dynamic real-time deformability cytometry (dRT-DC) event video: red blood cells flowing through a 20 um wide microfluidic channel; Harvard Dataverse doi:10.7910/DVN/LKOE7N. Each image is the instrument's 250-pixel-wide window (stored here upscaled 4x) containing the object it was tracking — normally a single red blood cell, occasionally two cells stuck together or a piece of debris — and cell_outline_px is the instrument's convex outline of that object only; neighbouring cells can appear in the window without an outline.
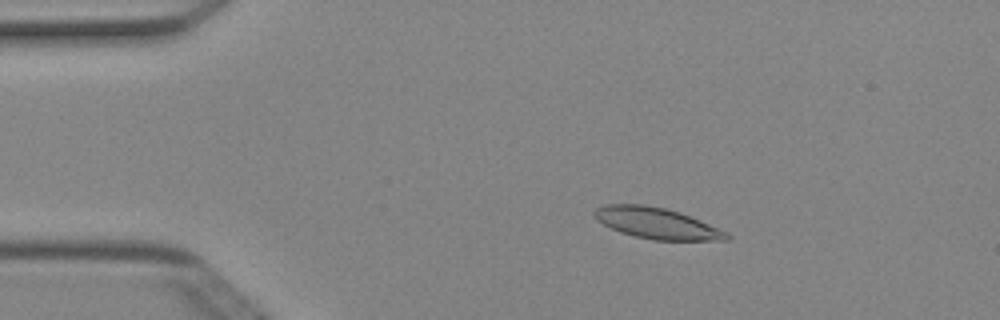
{"species": "Egyptian fruit bat (a non-hibernating species)", "species_latin": "Rousettus aegyptiacus", "temperature_condition": "cold", "stored_images_in_passage": 50, "camera_frame_rate_fps": 3000, "um_per_image_px": 0.085, "animal": {"sex": "female"}, "frame": {"image": 1, "passage_image": 9, "time_ms": 2.667, "image_size_px": [1000, 320], "cell_outline_px": [[732, 236], [728, 240], [656, 240], [636, 236], [620, 232], [596, 220], [592, 216], [592, 212], [596, 208], [604, 204], [644, 204], [664, 208], [680, 212], [700, 220], [728, 232]], "centroid_in_image_um": [55.81, 18.96], "position_along_channel_um": 29.2, "area_um2": 23.99}}
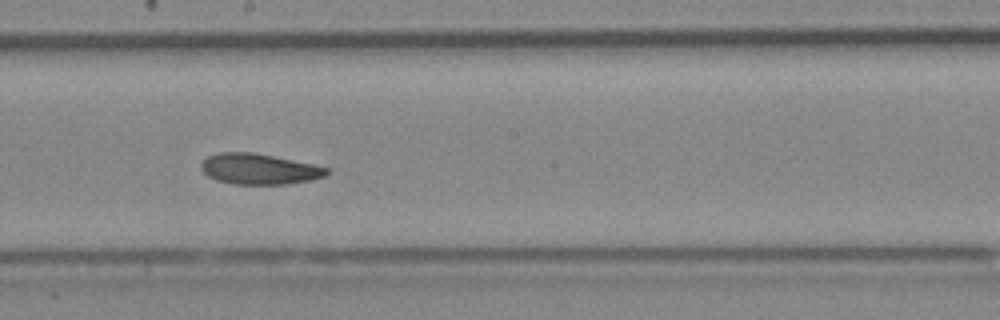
{"frame": {"image": 2, "passage_image": 28, "time_ms": 9.0, "image_size_px": [1000, 320], "cell_outline_px": [[328, 172], [324, 176], [312, 180], [288, 184], [232, 184], [216, 180], [208, 176], [200, 168], [200, 164], [208, 156], [216, 152], [252, 152], [312, 164], [328, 168]], "centroid_in_image_um": [21.98, 14.37], "position_along_channel_um": 226.2, "area_um2": 22.37}}
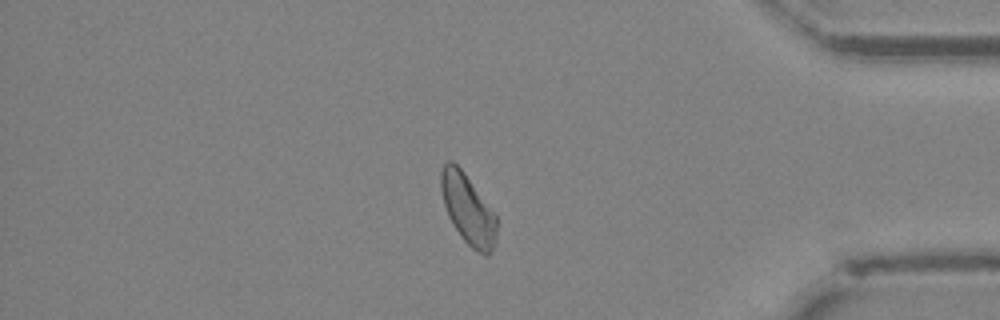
{"frame": {"image": 3, "passage_image": 43, "time_ms": 14.0, "image_size_px": [1000, 320], "cell_outline_px": [[496, 244], [492, 252], [488, 256], [484, 256], [472, 248], [460, 236], [452, 224], [448, 216], [444, 204], [440, 188], [440, 172], [444, 164], [448, 160], [452, 160], [464, 172], [496, 212]], "centroid_in_image_um": [39.79, 17.8], "position_along_channel_um": 395.4, "area_um2": 23.18}, "authors_computed_cell_mechanics": {"area_um2": 23.3223, "velocity_mm_per_s": 3.9764, "shape_relaxation_time_tau1_ms": 6.4914, "shape_relaxation_time_tau2_ms": 6.8292, "deformation_change_tau1": 0.134, "deformation_change_tau2": 0.1253}}